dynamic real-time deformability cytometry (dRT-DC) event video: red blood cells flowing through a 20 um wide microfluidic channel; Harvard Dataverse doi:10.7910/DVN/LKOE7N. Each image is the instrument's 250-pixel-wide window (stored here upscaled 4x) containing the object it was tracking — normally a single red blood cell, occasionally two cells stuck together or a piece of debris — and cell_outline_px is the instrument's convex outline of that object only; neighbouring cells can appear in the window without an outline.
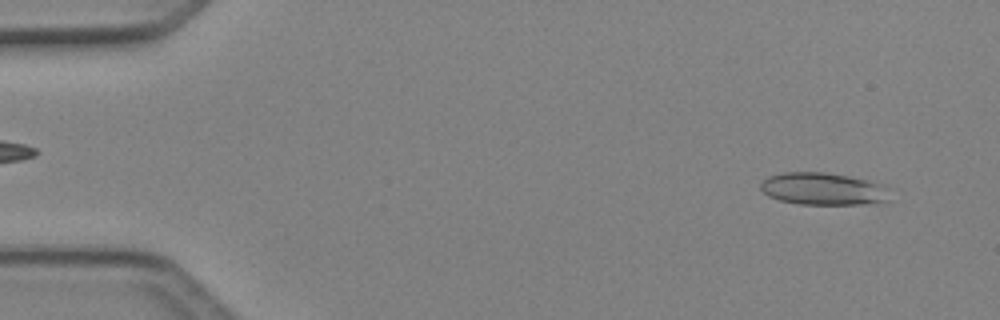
{"species": "Egyptian fruit bat (a non-hibernating species)", "species_latin": "Rousettus aegyptiacus", "temperature_condition": "cold", "stored_images_in_passage": 48, "camera_frame_rate_fps": 3000, "um_per_image_px": 0.085, "animal": {"sex": "female"}, "frame": {"image": 1, "passage_image": 3, "time_ms": 0.667, "image_size_px": [1000, 320], "cell_outline_px": [[892, 188], [888, 200], [880, 204], [800, 204], [780, 200], [768, 196], [760, 188], [760, 184], [768, 176], [784, 172], [824, 172], [848, 176], [868, 180], [884, 184]], "centroid_in_image_um": [70.06, 16.06], "position_along_channel_um": 14.9, "area_um2": 24.74}}
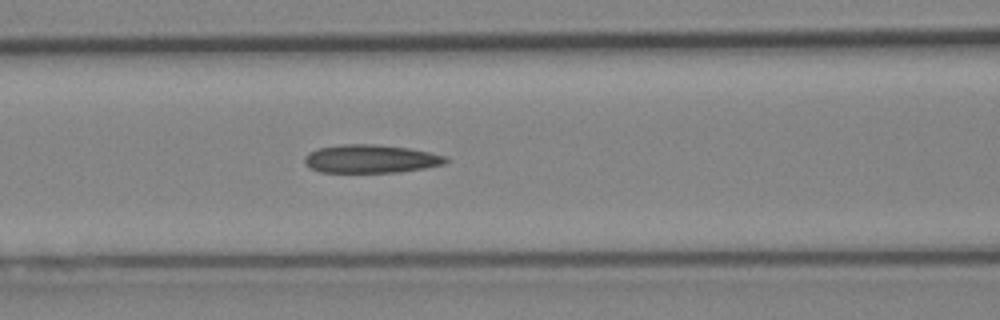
{"frame": {"image": 2, "passage_image": 20, "time_ms": 6.333, "image_size_px": [1000, 320], "cell_outline_px": [[448, 160], [444, 164], [424, 168], [400, 172], [320, 172], [308, 168], [304, 164], [304, 156], [308, 152], [316, 148], [340, 144], [376, 144], [408, 148], [448, 156]], "centroid_in_image_um": [31.46, 13.5], "position_along_channel_um": 135.1, "area_um2": 23.52}}
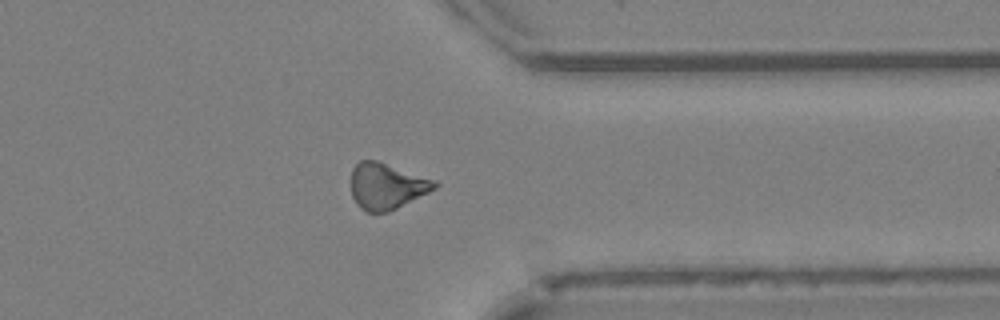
{"frame": {"image": 3, "passage_image": 38, "time_ms": 12.333, "image_size_px": [1000, 320], "cell_outline_px": [[440, 184], [436, 188], [388, 212], [368, 212], [360, 208], [356, 204], [352, 196], [352, 168], [360, 160], [380, 160], [436, 180]], "centroid_in_image_um": [32.87, 15.79], "position_along_channel_um": 378.5, "area_um2": 22.6}}